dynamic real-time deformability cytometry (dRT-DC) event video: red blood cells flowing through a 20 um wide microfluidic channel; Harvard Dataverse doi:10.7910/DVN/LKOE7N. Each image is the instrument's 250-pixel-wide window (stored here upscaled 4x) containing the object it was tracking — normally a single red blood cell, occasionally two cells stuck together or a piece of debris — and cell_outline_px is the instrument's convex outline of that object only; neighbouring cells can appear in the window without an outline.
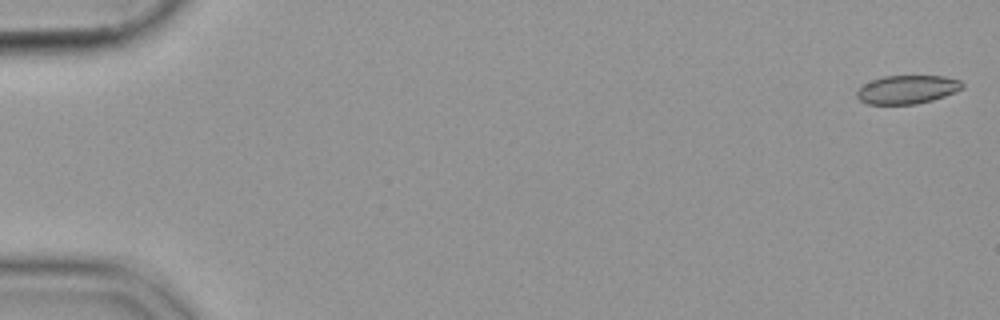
{"species": "common noctule bat (a hibernating species)", "species_latin": "Nyctalus noctula", "temperature_condition": "cold", "stored_images_in_passage": 7, "camera_frame_rate_fps": 3000, "um_per_image_px": 0.085, "animal": {"sex": "female", "body_mass_g": 19.9}, "frame": {"image": 1, "passage_image": 1, "time_ms": 0.0, "image_size_px": [1000, 320], "cell_outline_px": [[964, 88], [956, 92], [932, 100], [916, 104], [868, 104], [860, 100], [856, 96], [856, 92], [864, 84], [872, 80], [884, 76], [944, 76], [960, 80], [964, 84]], "centroid_in_image_um": [77.14, 7.61], "position_along_channel_um": 7.9, "area_um2": 17.51}}